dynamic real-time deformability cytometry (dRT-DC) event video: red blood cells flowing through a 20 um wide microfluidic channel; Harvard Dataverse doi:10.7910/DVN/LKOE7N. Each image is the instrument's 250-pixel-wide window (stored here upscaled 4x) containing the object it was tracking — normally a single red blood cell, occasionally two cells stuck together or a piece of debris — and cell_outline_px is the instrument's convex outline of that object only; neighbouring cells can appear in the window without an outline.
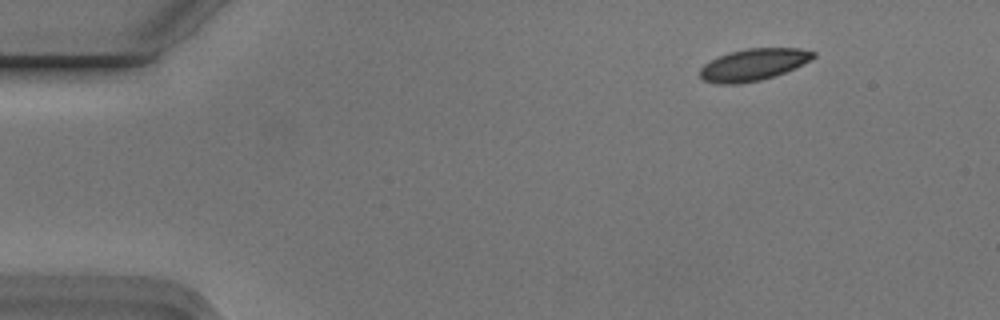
{"species": "Egyptian fruit bat (a non-hibernating species)", "species_latin": "Rousettus aegyptiacus", "temperature_condition": "cold", "stored_images_in_passage": 6, "camera_frame_rate_fps": 3000, "um_per_image_px": 0.085, "animal": {"sex": "male"}, "frame": {"image": 1, "passage_image": 2, "time_ms": 0.333, "image_size_px": [1000, 320], "cell_outline_px": [[816, 56], [776, 76], [760, 80], [736, 84], [716, 84], [704, 80], [700, 76], [700, 68], [704, 64], [728, 52], [748, 48], [800, 48], [816, 52]], "centroid_in_image_um": [64.01, 5.49], "position_along_channel_um": 21.0, "area_um2": 20.81}}
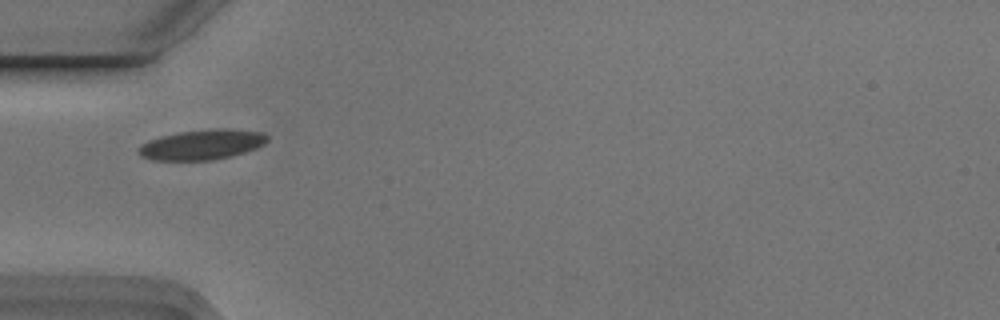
{"frame": {"image": 2, "passage_image": 5, "time_ms": 1.333, "image_size_px": [1000, 320], "cell_outline_px": [[268, 140], [264, 144], [256, 148], [232, 156], [212, 160], [152, 160], [140, 156], [136, 152], [136, 148], [140, 144], [148, 140], [160, 136], [180, 132], [212, 128], [228, 128], [264, 132], [268, 136]], "centroid_in_image_um": [17.14, 12.28], "position_along_channel_um": 67.9, "area_um2": 22.95}}